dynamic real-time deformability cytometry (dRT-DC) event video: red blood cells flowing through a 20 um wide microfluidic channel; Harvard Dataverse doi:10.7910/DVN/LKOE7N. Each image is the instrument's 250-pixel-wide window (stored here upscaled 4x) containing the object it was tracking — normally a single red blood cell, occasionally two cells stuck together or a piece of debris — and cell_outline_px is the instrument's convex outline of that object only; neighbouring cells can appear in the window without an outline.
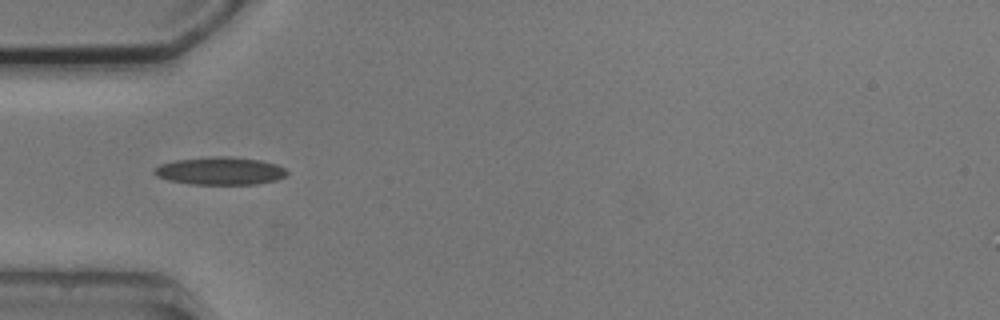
{"species": "common noctule bat (a hibernating species)", "species_latin": "Nyctalus noctula", "temperature_condition": "cold", "stored_images_in_passage": 8, "camera_frame_rate_fps": 3000, "um_per_image_px": 0.085, "animal": {"sex": "male", "body_mass_g": 20.5, "forearm_length_mm": 52.5}, "frame": {"image": 1, "passage_image": 3, "time_ms": 2.333, "image_size_px": [1000, 320], "cell_outline_px": [[288, 172], [284, 176], [276, 180], [256, 184], [188, 184], [168, 180], [156, 176], [152, 172], [152, 168], [160, 164], [176, 160], [212, 156], [224, 156], [260, 160], [276, 164], [284, 168]], "centroid_in_image_um": [18.66, 14.53], "position_along_channel_um": 66.3, "area_um2": 21.5}}